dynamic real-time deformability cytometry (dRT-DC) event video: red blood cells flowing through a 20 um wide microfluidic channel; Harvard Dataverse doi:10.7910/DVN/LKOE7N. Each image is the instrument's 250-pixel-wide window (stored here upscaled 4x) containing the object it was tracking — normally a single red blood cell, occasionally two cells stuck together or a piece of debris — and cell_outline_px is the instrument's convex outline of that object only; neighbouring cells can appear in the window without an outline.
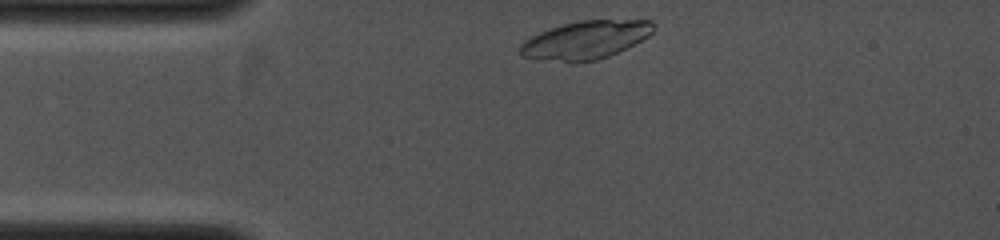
{"species": "common noctule bat (a hibernating species)", "species_latin": "Nyctalus noctula", "temperature_condition": "cold", "stored_images_in_passage": 3, "camera_frame_rate_fps": 4000, "um_per_image_px": 0.085, "animal": {"sex": "female", "body_mass_g": 19.0, "forearm_length_mm": 53.3}, "frame": {"image": 1, "passage_image": 1, "time_ms": 0.0, "image_size_px": [1000, 240], "cell_outline_px": [[656, 28], [648, 36], [608, 56], [596, 60], [564, 60], [524, 56], [520, 52], [520, 44], [524, 40], [540, 32], [564, 24], [580, 20], [652, 20]], "centroid_in_image_um": [49.83, 3.34], "position_along_channel_um": 35.2, "area_um2": 28.5}}